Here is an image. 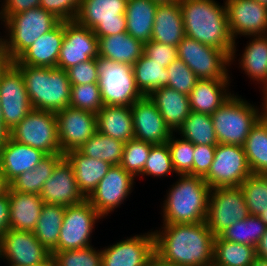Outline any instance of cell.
<instances>
[{
	"label": "cell",
	"instance_id": "obj_20",
	"mask_svg": "<svg viewBox=\"0 0 267 266\" xmlns=\"http://www.w3.org/2000/svg\"><path fill=\"white\" fill-rule=\"evenodd\" d=\"M155 256L154 233L147 232L116 241L102 249V266H148Z\"/></svg>",
	"mask_w": 267,
	"mask_h": 266
},
{
	"label": "cell",
	"instance_id": "obj_35",
	"mask_svg": "<svg viewBox=\"0 0 267 266\" xmlns=\"http://www.w3.org/2000/svg\"><path fill=\"white\" fill-rule=\"evenodd\" d=\"M243 149L252 174L267 175V113L251 129Z\"/></svg>",
	"mask_w": 267,
	"mask_h": 266
},
{
	"label": "cell",
	"instance_id": "obj_31",
	"mask_svg": "<svg viewBox=\"0 0 267 266\" xmlns=\"http://www.w3.org/2000/svg\"><path fill=\"white\" fill-rule=\"evenodd\" d=\"M144 53V44L127 32L98 37V55L115 61L133 65Z\"/></svg>",
	"mask_w": 267,
	"mask_h": 266
},
{
	"label": "cell",
	"instance_id": "obj_8",
	"mask_svg": "<svg viewBox=\"0 0 267 266\" xmlns=\"http://www.w3.org/2000/svg\"><path fill=\"white\" fill-rule=\"evenodd\" d=\"M10 137L19 143L39 149L47 155L62 153L55 112L32 109L10 130Z\"/></svg>",
	"mask_w": 267,
	"mask_h": 266
},
{
	"label": "cell",
	"instance_id": "obj_12",
	"mask_svg": "<svg viewBox=\"0 0 267 266\" xmlns=\"http://www.w3.org/2000/svg\"><path fill=\"white\" fill-rule=\"evenodd\" d=\"M252 174L243 146L218 143L208 174L210 188L238 187Z\"/></svg>",
	"mask_w": 267,
	"mask_h": 266
},
{
	"label": "cell",
	"instance_id": "obj_15",
	"mask_svg": "<svg viewBox=\"0 0 267 266\" xmlns=\"http://www.w3.org/2000/svg\"><path fill=\"white\" fill-rule=\"evenodd\" d=\"M228 27L234 40L230 63L236 56V38L265 35L267 30V7L256 0H225Z\"/></svg>",
	"mask_w": 267,
	"mask_h": 266
},
{
	"label": "cell",
	"instance_id": "obj_17",
	"mask_svg": "<svg viewBox=\"0 0 267 266\" xmlns=\"http://www.w3.org/2000/svg\"><path fill=\"white\" fill-rule=\"evenodd\" d=\"M98 56V37L93 30L78 24L75 20L64 21V39L56 68L66 71L74 65Z\"/></svg>",
	"mask_w": 267,
	"mask_h": 266
},
{
	"label": "cell",
	"instance_id": "obj_18",
	"mask_svg": "<svg viewBox=\"0 0 267 266\" xmlns=\"http://www.w3.org/2000/svg\"><path fill=\"white\" fill-rule=\"evenodd\" d=\"M61 152L78 149L97 131V115L71 106L55 113Z\"/></svg>",
	"mask_w": 267,
	"mask_h": 266
},
{
	"label": "cell",
	"instance_id": "obj_49",
	"mask_svg": "<svg viewBox=\"0 0 267 266\" xmlns=\"http://www.w3.org/2000/svg\"><path fill=\"white\" fill-rule=\"evenodd\" d=\"M81 0H40L39 6L53 13L61 21H74L77 17Z\"/></svg>",
	"mask_w": 267,
	"mask_h": 266
},
{
	"label": "cell",
	"instance_id": "obj_42",
	"mask_svg": "<svg viewBox=\"0 0 267 266\" xmlns=\"http://www.w3.org/2000/svg\"><path fill=\"white\" fill-rule=\"evenodd\" d=\"M267 229L258 216L249 215L224 230L219 236L226 241L246 244L256 248Z\"/></svg>",
	"mask_w": 267,
	"mask_h": 266
},
{
	"label": "cell",
	"instance_id": "obj_44",
	"mask_svg": "<svg viewBox=\"0 0 267 266\" xmlns=\"http://www.w3.org/2000/svg\"><path fill=\"white\" fill-rule=\"evenodd\" d=\"M172 165L177 175L193 176L194 144L182 137L175 139V134L167 142Z\"/></svg>",
	"mask_w": 267,
	"mask_h": 266
},
{
	"label": "cell",
	"instance_id": "obj_19",
	"mask_svg": "<svg viewBox=\"0 0 267 266\" xmlns=\"http://www.w3.org/2000/svg\"><path fill=\"white\" fill-rule=\"evenodd\" d=\"M1 258L9 266H37L51 257L33 232L9 229L3 234Z\"/></svg>",
	"mask_w": 267,
	"mask_h": 266
},
{
	"label": "cell",
	"instance_id": "obj_27",
	"mask_svg": "<svg viewBox=\"0 0 267 266\" xmlns=\"http://www.w3.org/2000/svg\"><path fill=\"white\" fill-rule=\"evenodd\" d=\"M231 80L198 79L189 94L190 110L212 115L232 95Z\"/></svg>",
	"mask_w": 267,
	"mask_h": 266
},
{
	"label": "cell",
	"instance_id": "obj_6",
	"mask_svg": "<svg viewBox=\"0 0 267 266\" xmlns=\"http://www.w3.org/2000/svg\"><path fill=\"white\" fill-rule=\"evenodd\" d=\"M9 62L15 61L40 36L52 30L61 20L43 8L35 7L9 16L6 20Z\"/></svg>",
	"mask_w": 267,
	"mask_h": 266
},
{
	"label": "cell",
	"instance_id": "obj_58",
	"mask_svg": "<svg viewBox=\"0 0 267 266\" xmlns=\"http://www.w3.org/2000/svg\"><path fill=\"white\" fill-rule=\"evenodd\" d=\"M9 188H10L9 182L6 180V178L0 171V197L6 195L8 193Z\"/></svg>",
	"mask_w": 267,
	"mask_h": 266
},
{
	"label": "cell",
	"instance_id": "obj_57",
	"mask_svg": "<svg viewBox=\"0 0 267 266\" xmlns=\"http://www.w3.org/2000/svg\"><path fill=\"white\" fill-rule=\"evenodd\" d=\"M10 138V129L5 125L4 121H0V150Z\"/></svg>",
	"mask_w": 267,
	"mask_h": 266
},
{
	"label": "cell",
	"instance_id": "obj_66",
	"mask_svg": "<svg viewBox=\"0 0 267 266\" xmlns=\"http://www.w3.org/2000/svg\"><path fill=\"white\" fill-rule=\"evenodd\" d=\"M205 266H216V265L214 263H212V264L205 265Z\"/></svg>",
	"mask_w": 267,
	"mask_h": 266
},
{
	"label": "cell",
	"instance_id": "obj_36",
	"mask_svg": "<svg viewBox=\"0 0 267 266\" xmlns=\"http://www.w3.org/2000/svg\"><path fill=\"white\" fill-rule=\"evenodd\" d=\"M66 207L44 203L33 231L37 240L51 253L57 248Z\"/></svg>",
	"mask_w": 267,
	"mask_h": 266
},
{
	"label": "cell",
	"instance_id": "obj_9",
	"mask_svg": "<svg viewBox=\"0 0 267 266\" xmlns=\"http://www.w3.org/2000/svg\"><path fill=\"white\" fill-rule=\"evenodd\" d=\"M177 52L198 79L230 80V57L224 51L185 36Z\"/></svg>",
	"mask_w": 267,
	"mask_h": 266
},
{
	"label": "cell",
	"instance_id": "obj_62",
	"mask_svg": "<svg viewBox=\"0 0 267 266\" xmlns=\"http://www.w3.org/2000/svg\"><path fill=\"white\" fill-rule=\"evenodd\" d=\"M153 1H156L159 4H163V3H174V2H177L179 0H153Z\"/></svg>",
	"mask_w": 267,
	"mask_h": 266
},
{
	"label": "cell",
	"instance_id": "obj_10",
	"mask_svg": "<svg viewBox=\"0 0 267 266\" xmlns=\"http://www.w3.org/2000/svg\"><path fill=\"white\" fill-rule=\"evenodd\" d=\"M126 6L127 0H81L75 21L97 37L126 32Z\"/></svg>",
	"mask_w": 267,
	"mask_h": 266
},
{
	"label": "cell",
	"instance_id": "obj_54",
	"mask_svg": "<svg viewBox=\"0 0 267 266\" xmlns=\"http://www.w3.org/2000/svg\"><path fill=\"white\" fill-rule=\"evenodd\" d=\"M10 207L8 193L0 197V233L3 235L9 230Z\"/></svg>",
	"mask_w": 267,
	"mask_h": 266
},
{
	"label": "cell",
	"instance_id": "obj_56",
	"mask_svg": "<svg viewBox=\"0 0 267 266\" xmlns=\"http://www.w3.org/2000/svg\"><path fill=\"white\" fill-rule=\"evenodd\" d=\"M256 256L267 259V229L256 246Z\"/></svg>",
	"mask_w": 267,
	"mask_h": 266
},
{
	"label": "cell",
	"instance_id": "obj_59",
	"mask_svg": "<svg viewBox=\"0 0 267 266\" xmlns=\"http://www.w3.org/2000/svg\"><path fill=\"white\" fill-rule=\"evenodd\" d=\"M148 266H178V265H171L161 261L158 257L154 256Z\"/></svg>",
	"mask_w": 267,
	"mask_h": 266
},
{
	"label": "cell",
	"instance_id": "obj_39",
	"mask_svg": "<svg viewBox=\"0 0 267 266\" xmlns=\"http://www.w3.org/2000/svg\"><path fill=\"white\" fill-rule=\"evenodd\" d=\"M179 135L194 145L218 144L211 115L191 111L183 124L176 131Z\"/></svg>",
	"mask_w": 267,
	"mask_h": 266
},
{
	"label": "cell",
	"instance_id": "obj_50",
	"mask_svg": "<svg viewBox=\"0 0 267 266\" xmlns=\"http://www.w3.org/2000/svg\"><path fill=\"white\" fill-rule=\"evenodd\" d=\"M66 71L71 85L98 83L96 58L74 65Z\"/></svg>",
	"mask_w": 267,
	"mask_h": 266
},
{
	"label": "cell",
	"instance_id": "obj_34",
	"mask_svg": "<svg viewBox=\"0 0 267 266\" xmlns=\"http://www.w3.org/2000/svg\"><path fill=\"white\" fill-rule=\"evenodd\" d=\"M63 158L64 153L47 155L34 169L26 171L12 180L9 183L10 189L40 195L44 183L52 176L54 168Z\"/></svg>",
	"mask_w": 267,
	"mask_h": 266
},
{
	"label": "cell",
	"instance_id": "obj_25",
	"mask_svg": "<svg viewBox=\"0 0 267 266\" xmlns=\"http://www.w3.org/2000/svg\"><path fill=\"white\" fill-rule=\"evenodd\" d=\"M185 36L179 1L158 4L151 40L177 47Z\"/></svg>",
	"mask_w": 267,
	"mask_h": 266
},
{
	"label": "cell",
	"instance_id": "obj_7",
	"mask_svg": "<svg viewBox=\"0 0 267 266\" xmlns=\"http://www.w3.org/2000/svg\"><path fill=\"white\" fill-rule=\"evenodd\" d=\"M98 86L103 105L129 106L143 95L135 83L133 65L96 58Z\"/></svg>",
	"mask_w": 267,
	"mask_h": 266
},
{
	"label": "cell",
	"instance_id": "obj_41",
	"mask_svg": "<svg viewBox=\"0 0 267 266\" xmlns=\"http://www.w3.org/2000/svg\"><path fill=\"white\" fill-rule=\"evenodd\" d=\"M240 187L249 215L258 216L267 227V175L251 174Z\"/></svg>",
	"mask_w": 267,
	"mask_h": 266
},
{
	"label": "cell",
	"instance_id": "obj_45",
	"mask_svg": "<svg viewBox=\"0 0 267 266\" xmlns=\"http://www.w3.org/2000/svg\"><path fill=\"white\" fill-rule=\"evenodd\" d=\"M51 256L58 266H102V250H96L93 246L53 251Z\"/></svg>",
	"mask_w": 267,
	"mask_h": 266
},
{
	"label": "cell",
	"instance_id": "obj_55",
	"mask_svg": "<svg viewBox=\"0 0 267 266\" xmlns=\"http://www.w3.org/2000/svg\"><path fill=\"white\" fill-rule=\"evenodd\" d=\"M0 20L3 22L2 25H4V27L6 28V21L5 19L0 16ZM6 36H4L3 38L0 36V61L3 64H6L9 62V55L7 52V38H5Z\"/></svg>",
	"mask_w": 267,
	"mask_h": 266
},
{
	"label": "cell",
	"instance_id": "obj_16",
	"mask_svg": "<svg viewBox=\"0 0 267 266\" xmlns=\"http://www.w3.org/2000/svg\"><path fill=\"white\" fill-rule=\"evenodd\" d=\"M135 179L122 166L113 165L86 199L106 217L128 198Z\"/></svg>",
	"mask_w": 267,
	"mask_h": 266
},
{
	"label": "cell",
	"instance_id": "obj_65",
	"mask_svg": "<svg viewBox=\"0 0 267 266\" xmlns=\"http://www.w3.org/2000/svg\"><path fill=\"white\" fill-rule=\"evenodd\" d=\"M2 237L3 235L0 233V248H1ZM0 258H1V249H0Z\"/></svg>",
	"mask_w": 267,
	"mask_h": 266
},
{
	"label": "cell",
	"instance_id": "obj_28",
	"mask_svg": "<svg viewBox=\"0 0 267 266\" xmlns=\"http://www.w3.org/2000/svg\"><path fill=\"white\" fill-rule=\"evenodd\" d=\"M64 157L72 165L78 188L86 198L112 167L110 163L87 157L77 149L69 150Z\"/></svg>",
	"mask_w": 267,
	"mask_h": 266
},
{
	"label": "cell",
	"instance_id": "obj_32",
	"mask_svg": "<svg viewBox=\"0 0 267 266\" xmlns=\"http://www.w3.org/2000/svg\"><path fill=\"white\" fill-rule=\"evenodd\" d=\"M158 4L153 0H127L126 32L143 44L151 40Z\"/></svg>",
	"mask_w": 267,
	"mask_h": 266
},
{
	"label": "cell",
	"instance_id": "obj_3",
	"mask_svg": "<svg viewBox=\"0 0 267 266\" xmlns=\"http://www.w3.org/2000/svg\"><path fill=\"white\" fill-rule=\"evenodd\" d=\"M178 176L162 204L163 224L204 222L211 188L202 177L188 174Z\"/></svg>",
	"mask_w": 267,
	"mask_h": 266
},
{
	"label": "cell",
	"instance_id": "obj_29",
	"mask_svg": "<svg viewBox=\"0 0 267 266\" xmlns=\"http://www.w3.org/2000/svg\"><path fill=\"white\" fill-rule=\"evenodd\" d=\"M149 98L155 103L165 123L175 133L190 114L189 96L170 87L154 90Z\"/></svg>",
	"mask_w": 267,
	"mask_h": 266
},
{
	"label": "cell",
	"instance_id": "obj_51",
	"mask_svg": "<svg viewBox=\"0 0 267 266\" xmlns=\"http://www.w3.org/2000/svg\"><path fill=\"white\" fill-rule=\"evenodd\" d=\"M144 54L164 68L178 58L177 47L154 40L144 43Z\"/></svg>",
	"mask_w": 267,
	"mask_h": 266
},
{
	"label": "cell",
	"instance_id": "obj_48",
	"mask_svg": "<svg viewBox=\"0 0 267 266\" xmlns=\"http://www.w3.org/2000/svg\"><path fill=\"white\" fill-rule=\"evenodd\" d=\"M166 69L169 74L167 87L189 96L198 81L193 71L180 58L173 61Z\"/></svg>",
	"mask_w": 267,
	"mask_h": 266
},
{
	"label": "cell",
	"instance_id": "obj_22",
	"mask_svg": "<svg viewBox=\"0 0 267 266\" xmlns=\"http://www.w3.org/2000/svg\"><path fill=\"white\" fill-rule=\"evenodd\" d=\"M40 198L44 203L64 207L77 205L86 200L78 188L74 169L65 157L56 165L52 176L44 183Z\"/></svg>",
	"mask_w": 267,
	"mask_h": 266
},
{
	"label": "cell",
	"instance_id": "obj_30",
	"mask_svg": "<svg viewBox=\"0 0 267 266\" xmlns=\"http://www.w3.org/2000/svg\"><path fill=\"white\" fill-rule=\"evenodd\" d=\"M97 115V131L123 143L134 138L132 111L129 106L103 105Z\"/></svg>",
	"mask_w": 267,
	"mask_h": 266
},
{
	"label": "cell",
	"instance_id": "obj_1",
	"mask_svg": "<svg viewBox=\"0 0 267 266\" xmlns=\"http://www.w3.org/2000/svg\"><path fill=\"white\" fill-rule=\"evenodd\" d=\"M161 228L153 231L155 256L161 261L178 266H205L213 263L215 236L205 221L163 224Z\"/></svg>",
	"mask_w": 267,
	"mask_h": 266
},
{
	"label": "cell",
	"instance_id": "obj_46",
	"mask_svg": "<svg viewBox=\"0 0 267 266\" xmlns=\"http://www.w3.org/2000/svg\"><path fill=\"white\" fill-rule=\"evenodd\" d=\"M69 106L97 114L103 107L98 83L71 85Z\"/></svg>",
	"mask_w": 267,
	"mask_h": 266
},
{
	"label": "cell",
	"instance_id": "obj_4",
	"mask_svg": "<svg viewBox=\"0 0 267 266\" xmlns=\"http://www.w3.org/2000/svg\"><path fill=\"white\" fill-rule=\"evenodd\" d=\"M16 66L23 75L33 109L56 113L69 106L71 83L67 71L52 67Z\"/></svg>",
	"mask_w": 267,
	"mask_h": 266
},
{
	"label": "cell",
	"instance_id": "obj_14",
	"mask_svg": "<svg viewBox=\"0 0 267 266\" xmlns=\"http://www.w3.org/2000/svg\"><path fill=\"white\" fill-rule=\"evenodd\" d=\"M0 98L4 123L10 130L33 109L23 75L13 62L0 67Z\"/></svg>",
	"mask_w": 267,
	"mask_h": 266
},
{
	"label": "cell",
	"instance_id": "obj_64",
	"mask_svg": "<svg viewBox=\"0 0 267 266\" xmlns=\"http://www.w3.org/2000/svg\"><path fill=\"white\" fill-rule=\"evenodd\" d=\"M257 2H259L261 5H264L267 7V0H256Z\"/></svg>",
	"mask_w": 267,
	"mask_h": 266
},
{
	"label": "cell",
	"instance_id": "obj_33",
	"mask_svg": "<svg viewBox=\"0 0 267 266\" xmlns=\"http://www.w3.org/2000/svg\"><path fill=\"white\" fill-rule=\"evenodd\" d=\"M250 40L238 59L239 67L253 82L262 86L263 96H267V38L264 35L251 36Z\"/></svg>",
	"mask_w": 267,
	"mask_h": 266
},
{
	"label": "cell",
	"instance_id": "obj_2",
	"mask_svg": "<svg viewBox=\"0 0 267 266\" xmlns=\"http://www.w3.org/2000/svg\"><path fill=\"white\" fill-rule=\"evenodd\" d=\"M185 34L224 51L229 57L234 40L229 31L226 7L215 0H179Z\"/></svg>",
	"mask_w": 267,
	"mask_h": 266
},
{
	"label": "cell",
	"instance_id": "obj_61",
	"mask_svg": "<svg viewBox=\"0 0 267 266\" xmlns=\"http://www.w3.org/2000/svg\"><path fill=\"white\" fill-rule=\"evenodd\" d=\"M37 266H58L56 261L51 256L49 259H47L43 264L37 265Z\"/></svg>",
	"mask_w": 267,
	"mask_h": 266
},
{
	"label": "cell",
	"instance_id": "obj_47",
	"mask_svg": "<svg viewBox=\"0 0 267 266\" xmlns=\"http://www.w3.org/2000/svg\"><path fill=\"white\" fill-rule=\"evenodd\" d=\"M172 172L175 173V170L172 165L168 144L153 145L141 175L161 178L167 177Z\"/></svg>",
	"mask_w": 267,
	"mask_h": 266
},
{
	"label": "cell",
	"instance_id": "obj_21",
	"mask_svg": "<svg viewBox=\"0 0 267 266\" xmlns=\"http://www.w3.org/2000/svg\"><path fill=\"white\" fill-rule=\"evenodd\" d=\"M134 138L152 145L165 144L173 131L165 123L155 103L143 96L131 105Z\"/></svg>",
	"mask_w": 267,
	"mask_h": 266
},
{
	"label": "cell",
	"instance_id": "obj_13",
	"mask_svg": "<svg viewBox=\"0 0 267 266\" xmlns=\"http://www.w3.org/2000/svg\"><path fill=\"white\" fill-rule=\"evenodd\" d=\"M103 217L86 199L77 205L67 206L63 216L57 248L54 251L75 250L92 246L91 234L95 223Z\"/></svg>",
	"mask_w": 267,
	"mask_h": 266
},
{
	"label": "cell",
	"instance_id": "obj_24",
	"mask_svg": "<svg viewBox=\"0 0 267 266\" xmlns=\"http://www.w3.org/2000/svg\"><path fill=\"white\" fill-rule=\"evenodd\" d=\"M46 156L43 151L10 137L0 150V171L10 183L20 174L34 169Z\"/></svg>",
	"mask_w": 267,
	"mask_h": 266
},
{
	"label": "cell",
	"instance_id": "obj_40",
	"mask_svg": "<svg viewBox=\"0 0 267 266\" xmlns=\"http://www.w3.org/2000/svg\"><path fill=\"white\" fill-rule=\"evenodd\" d=\"M124 145L122 141L96 131L77 150L87 157L103 160L113 166L120 164Z\"/></svg>",
	"mask_w": 267,
	"mask_h": 266
},
{
	"label": "cell",
	"instance_id": "obj_5",
	"mask_svg": "<svg viewBox=\"0 0 267 266\" xmlns=\"http://www.w3.org/2000/svg\"><path fill=\"white\" fill-rule=\"evenodd\" d=\"M262 98V109L259 111V107L232 93L211 115L218 143L244 145L251 129L267 113V96Z\"/></svg>",
	"mask_w": 267,
	"mask_h": 266
},
{
	"label": "cell",
	"instance_id": "obj_23",
	"mask_svg": "<svg viewBox=\"0 0 267 266\" xmlns=\"http://www.w3.org/2000/svg\"><path fill=\"white\" fill-rule=\"evenodd\" d=\"M64 39V21L40 36L13 63L38 67H57V61Z\"/></svg>",
	"mask_w": 267,
	"mask_h": 266
},
{
	"label": "cell",
	"instance_id": "obj_38",
	"mask_svg": "<svg viewBox=\"0 0 267 266\" xmlns=\"http://www.w3.org/2000/svg\"><path fill=\"white\" fill-rule=\"evenodd\" d=\"M256 257V249L241 243L214 238L213 263L216 266H250Z\"/></svg>",
	"mask_w": 267,
	"mask_h": 266
},
{
	"label": "cell",
	"instance_id": "obj_52",
	"mask_svg": "<svg viewBox=\"0 0 267 266\" xmlns=\"http://www.w3.org/2000/svg\"><path fill=\"white\" fill-rule=\"evenodd\" d=\"M214 145H194L193 176L204 178L210 169L215 155Z\"/></svg>",
	"mask_w": 267,
	"mask_h": 266
},
{
	"label": "cell",
	"instance_id": "obj_60",
	"mask_svg": "<svg viewBox=\"0 0 267 266\" xmlns=\"http://www.w3.org/2000/svg\"><path fill=\"white\" fill-rule=\"evenodd\" d=\"M250 266H267V259L256 256Z\"/></svg>",
	"mask_w": 267,
	"mask_h": 266
},
{
	"label": "cell",
	"instance_id": "obj_26",
	"mask_svg": "<svg viewBox=\"0 0 267 266\" xmlns=\"http://www.w3.org/2000/svg\"><path fill=\"white\" fill-rule=\"evenodd\" d=\"M9 229L33 232L40 217L43 200L38 194L8 190Z\"/></svg>",
	"mask_w": 267,
	"mask_h": 266
},
{
	"label": "cell",
	"instance_id": "obj_37",
	"mask_svg": "<svg viewBox=\"0 0 267 266\" xmlns=\"http://www.w3.org/2000/svg\"><path fill=\"white\" fill-rule=\"evenodd\" d=\"M135 83L143 96H149L154 90L168 84L169 74L160 63L152 61L144 53L133 64Z\"/></svg>",
	"mask_w": 267,
	"mask_h": 266
},
{
	"label": "cell",
	"instance_id": "obj_11",
	"mask_svg": "<svg viewBox=\"0 0 267 266\" xmlns=\"http://www.w3.org/2000/svg\"><path fill=\"white\" fill-rule=\"evenodd\" d=\"M249 216L245 197L240 186L211 188L206 225L215 237L236 221Z\"/></svg>",
	"mask_w": 267,
	"mask_h": 266
},
{
	"label": "cell",
	"instance_id": "obj_43",
	"mask_svg": "<svg viewBox=\"0 0 267 266\" xmlns=\"http://www.w3.org/2000/svg\"><path fill=\"white\" fill-rule=\"evenodd\" d=\"M152 146L150 143L135 138L127 141L119 165L135 178L141 176Z\"/></svg>",
	"mask_w": 267,
	"mask_h": 266
},
{
	"label": "cell",
	"instance_id": "obj_53",
	"mask_svg": "<svg viewBox=\"0 0 267 266\" xmlns=\"http://www.w3.org/2000/svg\"><path fill=\"white\" fill-rule=\"evenodd\" d=\"M0 16L5 20L14 14L39 7L40 0H3Z\"/></svg>",
	"mask_w": 267,
	"mask_h": 266
},
{
	"label": "cell",
	"instance_id": "obj_63",
	"mask_svg": "<svg viewBox=\"0 0 267 266\" xmlns=\"http://www.w3.org/2000/svg\"><path fill=\"white\" fill-rule=\"evenodd\" d=\"M0 121H4L3 110H2V106H1V98H0Z\"/></svg>",
	"mask_w": 267,
	"mask_h": 266
}]
</instances>
